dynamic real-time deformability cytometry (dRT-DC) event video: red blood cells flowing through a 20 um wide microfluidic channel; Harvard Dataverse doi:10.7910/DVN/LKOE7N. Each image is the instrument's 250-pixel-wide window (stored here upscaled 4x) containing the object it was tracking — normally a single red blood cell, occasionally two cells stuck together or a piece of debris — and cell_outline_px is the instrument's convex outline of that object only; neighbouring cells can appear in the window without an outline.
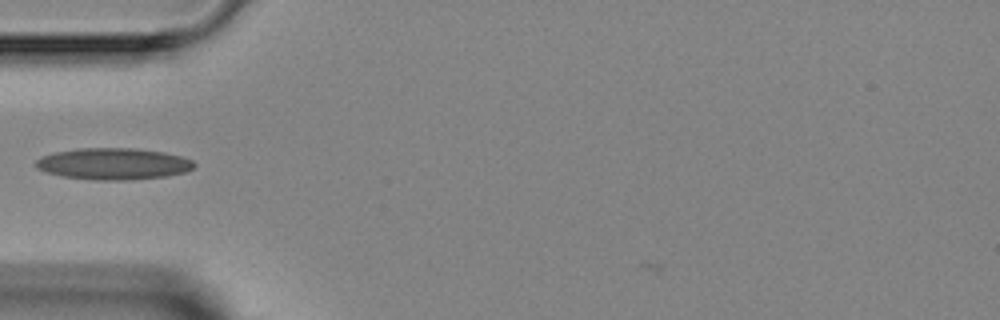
{"species": "Egyptian fruit bat (a non-hibernating species)", "species_latin": "Rousettus aegyptiacus", "temperature_condition": "room temperature", "stored_images_in_passage": 1, "camera_frame_rate_fps": 3000, "um_per_image_px": 0.085, "animal": {"sex": "female"}, "frame": {"image": 1, "passage_image": 1, "time_ms": 0.0, "image_size_px": [1000, 320], "cell_outline_px": [[196, 164], [192, 168], [184, 172], [168, 176], [128, 180], [96, 180], [60, 176], [36, 168], [36, 160], [44, 156], [56, 152], [80, 148], [132, 148], [164, 152], [180, 156], [192, 160]], "centroid_in_image_um": [9.65, 13.93], "position_along_channel_um": 75.3, "area_um2": 28.96}}